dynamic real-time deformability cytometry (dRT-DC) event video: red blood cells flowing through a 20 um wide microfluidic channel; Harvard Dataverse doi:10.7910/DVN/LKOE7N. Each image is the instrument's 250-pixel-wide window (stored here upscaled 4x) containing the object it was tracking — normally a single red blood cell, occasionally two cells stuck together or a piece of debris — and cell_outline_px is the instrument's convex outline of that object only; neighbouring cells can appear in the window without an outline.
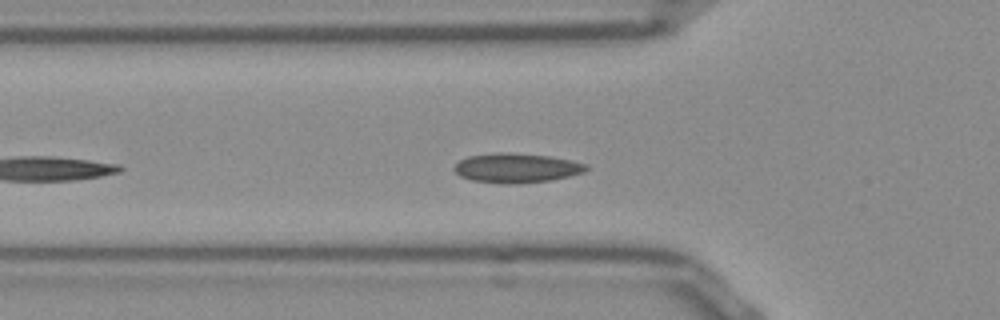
{"species": "Egyptian fruit bat (a non-hibernating species)", "species_latin": "Rousettus aegyptiacus", "temperature_condition": "room temperature", "stored_images_in_passage": 39, "camera_frame_rate_fps": 3000, "um_per_image_px": 0.085, "frame": {"image": 1, "passage_image": 6, "time_ms": 1.667, "image_size_px": [1000, 320], "cell_outline_px": [[588, 168], [584, 172], [552, 180], [508, 184], [500, 184], [472, 180], [460, 176], [452, 168], [460, 160], [468, 156], [496, 152], [508, 152], [548, 156], [588, 164]], "centroid_in_image_um": [43.87, 14.28], "position_along_channel_um": 81.9, "area_um2": 22.6}}